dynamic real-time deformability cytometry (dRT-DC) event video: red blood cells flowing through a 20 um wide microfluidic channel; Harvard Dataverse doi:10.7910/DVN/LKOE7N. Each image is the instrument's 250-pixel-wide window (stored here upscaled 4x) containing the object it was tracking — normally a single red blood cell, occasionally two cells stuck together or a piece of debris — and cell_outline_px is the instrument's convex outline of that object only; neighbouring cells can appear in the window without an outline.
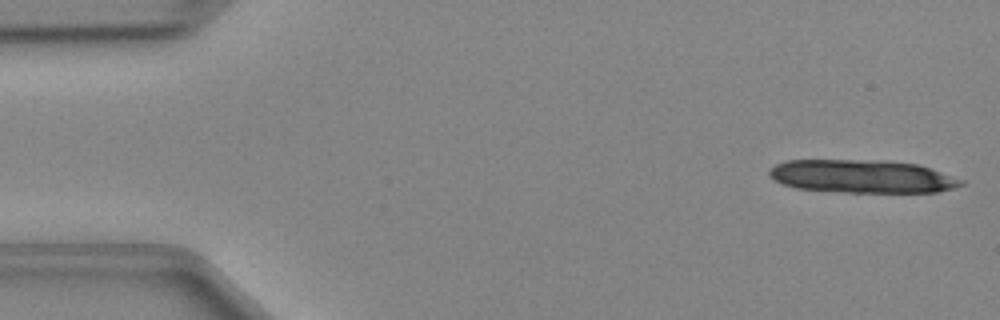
{"species": "Egyptian fruit bat (a non-hibernating species)", "species_latin": "Rousettus aegyptiacus", "temperature_condition": "cold", "stored_images_in_passage": 12, "camera_frame_rate_fps": 3000, "um_per_image_px": 0.085, "animal": {"sex": "female"}, "frame": {"image": 1, "passage_image": 1, "time_ms": 0.0, "image_size_px": [1000, 320], "cell_outline_px": [[964, 184], [956, 188], [940, 192], [844, 192], [796, 188], [780, 184], [772, 180], [768, 176], [768, 168], [784, 160], [884, 160], [916, 164], [964, 180]], "centroid_in_image_um": [73.21, 14.99], "position_along_channel_um": 11.8, "area_um2": 37.28}}